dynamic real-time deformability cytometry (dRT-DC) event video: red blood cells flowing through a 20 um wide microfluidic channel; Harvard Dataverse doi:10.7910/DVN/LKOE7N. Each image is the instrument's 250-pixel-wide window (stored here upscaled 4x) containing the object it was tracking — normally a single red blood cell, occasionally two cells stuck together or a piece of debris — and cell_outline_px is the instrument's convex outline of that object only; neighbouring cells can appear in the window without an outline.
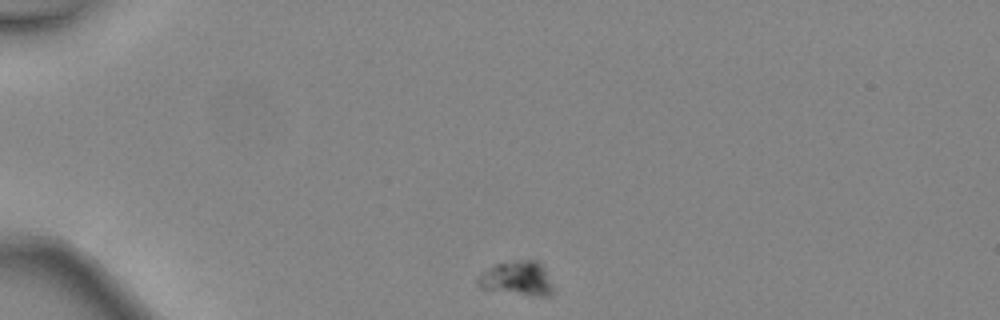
{"species": "common noctule bat (a hibernating species)", "species_latin": "Nyctalus noctula", "temperature_condition": "warm", "stored_images_in_passage": 38, "camera_frame_rate_fps": 3000, "um_per_image_px": 0.085, "animal": {"sex": "female", "body_mass_g": 24.6, "forearm_length_mm": 56.2}, "frame": {"image": 1, "passage_image": 1, "time_ms": 0.0, "image_size_px": [1000, 320], "cell_outline_px": [[552, 296], [532, 296], [480, 288], [476, 284], [476, 280], [480, 272], [496, 264], [516, 260], [536, 260], [544, 268], [552, 284]], "centroid_in_image_um": [43.93, 23.67], "position_along_channel_um": 41.1, "area_um2": 15.14}}
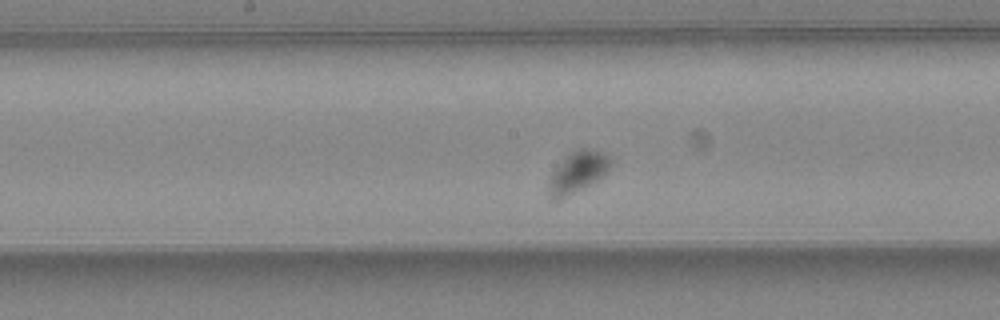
{"frame": {"image": 2, "passage_image": 16, "time_ms": 5.0, "image_size_px": [1000, 320], "cell_outline_px": [[612, 164], [600, 180], [560, 200], [548, 200], [548, 184], [552, 172], [572, 152], [580, 148], [592, 148], [604, 152], [608, 156]], "centroid_in_image_um": [49.11, 14.67], "position_along_channel_um": 199.1, "area_um2": 15.03}}
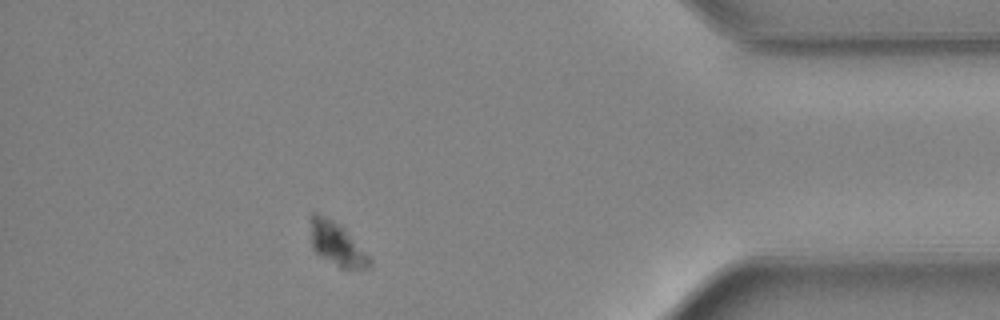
{"frame": {"image": 3, "passage_image": 33, "time_ms": 10.667, "image_size_px": [1000, 320], "cell_outline_px": [[372, 264], [368, 268], [340, 268], [320, 256], [312, 248], [308, 216], [312, 212], [316, 212], [340, 224], [344, 228], [372, 260]], "centroid_in_image_um": [28.57, 20.71], "position_along_channel_um": 406.6, "area_um2": 15.03}, "authors_computed_cell_mechanics": {"area_um2": 14.9702, "velocity_mm_per_s": 4.2857, "shape_relaxation_time_tau1_ms": 4.1188, "shape_relaxation_time_tau2_ms": null, "deformation_change_tau1": 0.1085, "deformation_change_tau2": null}}